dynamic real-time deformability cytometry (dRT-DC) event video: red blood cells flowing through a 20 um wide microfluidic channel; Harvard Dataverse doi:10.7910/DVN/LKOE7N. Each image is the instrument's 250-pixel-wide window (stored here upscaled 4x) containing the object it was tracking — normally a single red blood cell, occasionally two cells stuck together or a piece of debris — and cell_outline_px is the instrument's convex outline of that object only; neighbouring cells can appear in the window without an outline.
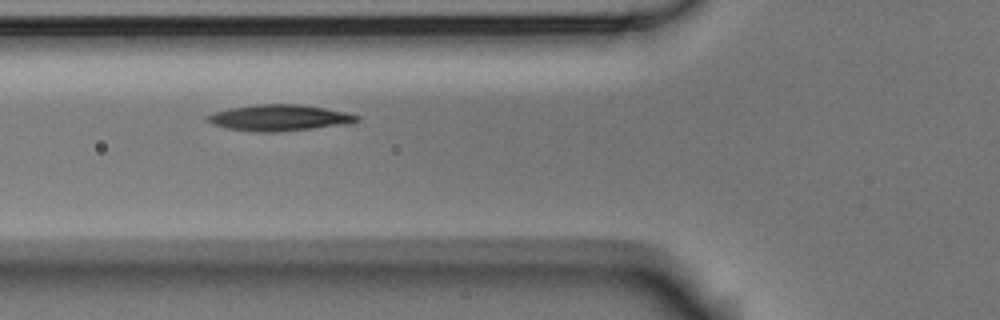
{"species": "Egyptian fruit bat (a non-hibernating species)", "species_latin": "Rousettus aegyptiacus", "temperature_condition": "room temperature", "stored_images_in_passage": 7, "camera_frame_rate_fps": 3000, "um_per_image_px": 0.085, "animal": {"sex": "male"}, "frame": {"image": 1, "passage_image": 4, "time_ms": 1.0, "image_size_px": [1000, 320], "cell_outline_px": [[360, 120], [352, 124], [276, 132], [252, 132], [228, 128], [212, 124], [204, 120], [212, 112], [228, 108], [256, 104], [300, 104], [324, 108], [344, 112], [360, 116]], "centroid_in_image_um": [23.73, 10.01], "position_along_channel_um": 102.1, "area_um2": 23.0}}
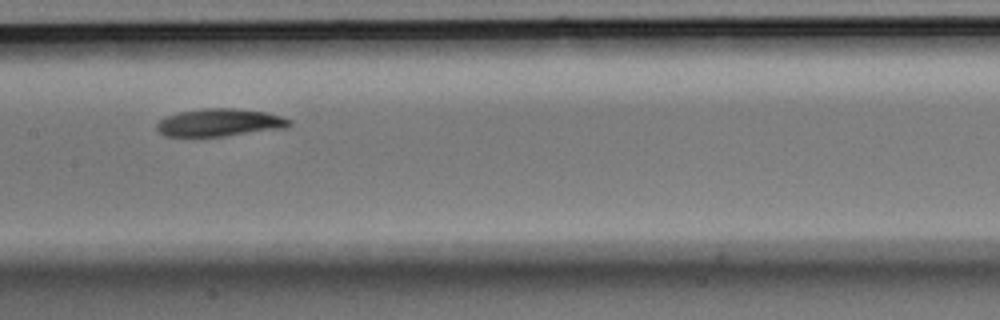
{"frame": {"image": 2, "passage_image": 6, "time_ms": 1.667, "image_size_px": [1000, 320], "cell_outline_px": [[292, 124], [288, 128], [224, 136], [164, 136], [156, 128], [156, 124], [164, 116], [180, 112], [200, 108], [236, 108], [264, 112], [280, 116], [292, 120]], "centroid_in_image_um": [18.68, 10.41], "position_along_channel_um": 188.7, "area_um2": 21.5}}
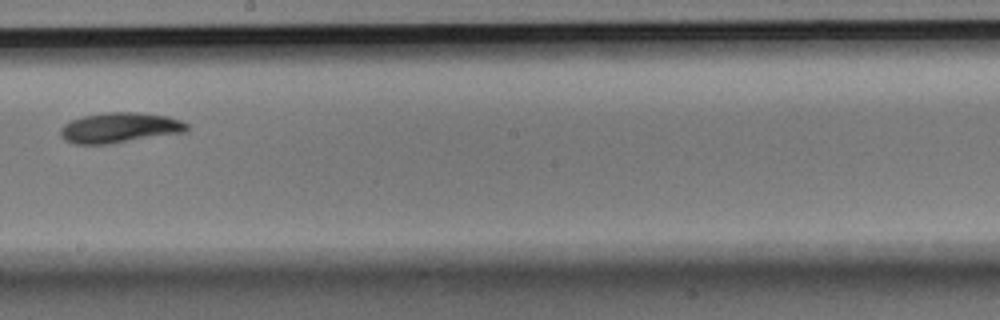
{"frame": {"image": 3, "passage_image": 7, "time_ms": 2.0, "image_size_px": [1000, 320], "cell_outline_px": [[188, 132], [108, 144], [72, 144], [64, 140], [60, 136], [60, 128], [64, 124], [72, 120], [84, 116], [104, 112], [136, 112], [168, 116], [180, 120], [188, 124]], "centroid_in_image_um": [10.17, 10.86], "position_along_channel_um": 238.0, "area_um2": 22.48}}